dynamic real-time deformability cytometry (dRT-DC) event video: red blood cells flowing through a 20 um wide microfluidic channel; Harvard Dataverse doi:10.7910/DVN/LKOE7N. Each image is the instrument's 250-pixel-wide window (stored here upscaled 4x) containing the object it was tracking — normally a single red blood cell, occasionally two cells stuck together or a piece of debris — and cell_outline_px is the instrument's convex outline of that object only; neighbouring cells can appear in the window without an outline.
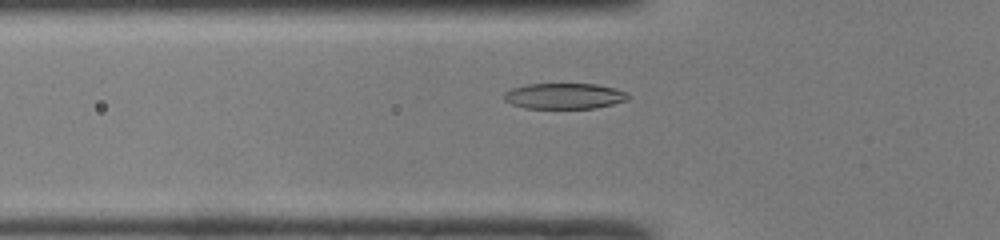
{"species": "common noctule bat (a hibernating species)", "species_latin": "Nyctalus noctula", "temperature_condition": "room temperature", "stored_images_in_passage": 34, "camera_frame_rate_fps": 3000, "um_per_image_px": 0.085, "animal": {"sex": "male", "body_mass_g": 19.0, "forearm_length_mm": 50.8}, "frame": {"image": 1, "passage_image": 6, "time_ms": 1.667, "image_size_px": [1000, 240], "cell_outline_px": [[632, 96], [628, 100], [596, 108], [524, 108], [512, 104], [504, 100], [504, 92], [512, 88], [524, 84], [596, 84], [628, 92]], "centroid_in_image_um": [47.97, 8.16], "position_along_channel_um": 77.8, "area_um2": 18.73}}
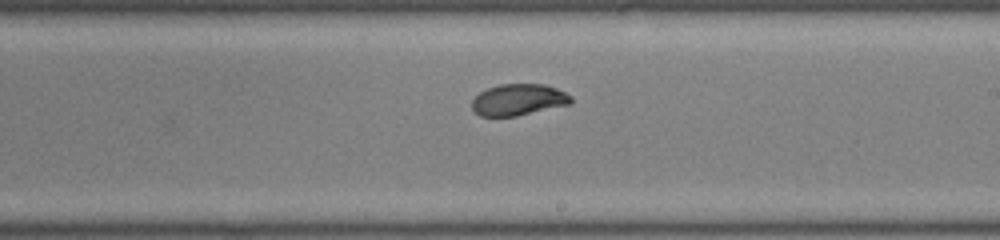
{"frame": {"image": 2, "passage_image": 18, "time_ms": 5.667, "image_size_px": [1000, 240], "cell_outline_px": [[572, 104], [516, 116], [480, 116], [472, 108], [472, 100], [480, 92], [488, 88], [500, 84], [544, 84], [556, 88], [572, 96]], "centroid_in_image_um": [44.09, 8.48], "position_along_channel_um": 244.9, "area_um2": 18.15}}
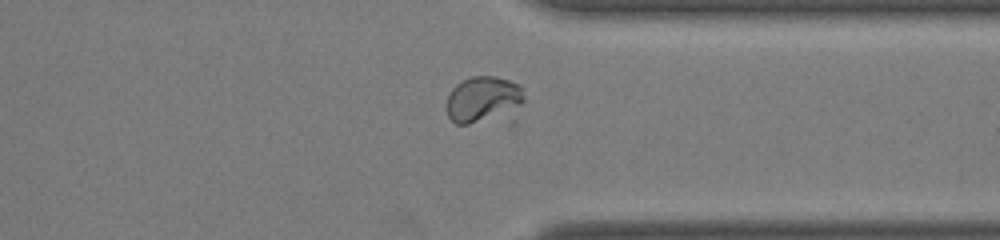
{"frame": {"image": 3, "passage_image": 27, "time_ms": 8.667, "image_size_px": [1000, 240], "cell_outline_px": [[524, 100], [520, 104], [468, 124], [456, 124], [448, 116], [448, 96], [452, 88], [460, 80], [472, 76], [496, 76], [520, 84], [524, 96]], "centroid_in_image_um": [40.98, 8.34], "position_along_channel_um": 370.4, "area_um2": 19.54}, "authors_computed_cell_mechanics": {"area_um2": 18.5538, "velocity_mm_per_s": 4.1938, "shape_relaxation_time_tau1_ms": 2.9998, "shape_relaxation_time_tau2_ms": null, "deformation_change_tau1": 0.1563, "deformation_change_tau2": null}}